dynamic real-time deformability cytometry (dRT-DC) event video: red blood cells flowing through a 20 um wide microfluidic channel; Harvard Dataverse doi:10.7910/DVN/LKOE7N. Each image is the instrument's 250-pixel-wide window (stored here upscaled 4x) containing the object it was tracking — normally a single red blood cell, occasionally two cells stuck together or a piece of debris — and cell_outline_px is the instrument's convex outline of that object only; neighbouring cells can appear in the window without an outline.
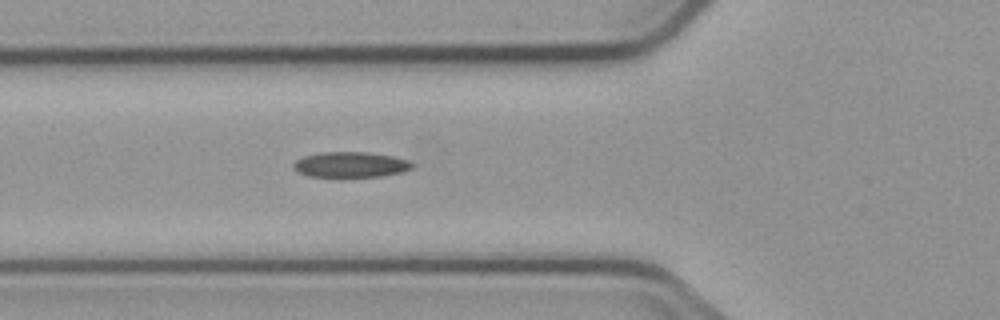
{"species": "common noctule bat (a hibernating species)", "species_latin": "Nyctalus noctula", "temperature_condition": "cold", "stored_images_in_passage": 3, "segment_of_instrument_passage": [1, 2], "camera_frame_rate_fps": 3000, "um_per_image_px": 0.085, "animal": {"sex": "male", "body_mass_g": 23.1, "forearm_length_mm": 52.7}, "frame": {"image": 1, "passage_image": 2, "time_ms": 1.0, "image_size_px": [1000, 320], "cell_outline_px": [[412, 168], [400, 172], [380, 176], [340, 180], [308, 176], [296, 172], [292, 168], [292, 164], [296, 160], [304, 156], [320, 152], [368, 152], [392, 156], [408, 160], [412, 164]], "centroid_in_image_um": [29.7, 14.04], "position_along_channel_um": 96.1, "area_um2": 18.5}}